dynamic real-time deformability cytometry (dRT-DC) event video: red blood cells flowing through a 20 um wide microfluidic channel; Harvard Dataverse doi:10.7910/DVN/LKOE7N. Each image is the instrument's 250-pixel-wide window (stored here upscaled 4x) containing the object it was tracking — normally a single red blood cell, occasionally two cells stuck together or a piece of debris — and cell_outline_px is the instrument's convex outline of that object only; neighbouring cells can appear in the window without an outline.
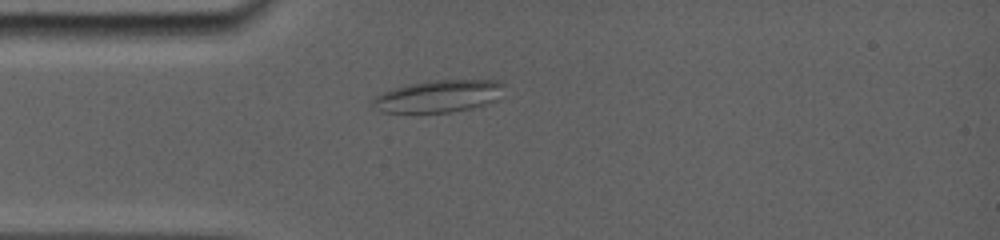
{"species": "common noctule bat (a hibernating species)", "species_latin": "Nyctalus noctula", "temperature_condition": "room temperature", "stored_images_in_passage": 13, "camera_frame_rate_fps": 5000, "um_per_image_px": 0.085, "animal": {"sex": "female", "body_mass_g": 19.0, "forearm_length_mm": 56.7}, "frame": {"image": 1, "passage_image": 5, "time_ms": 3.8, "image_size_px": [1000, 240], "cell_outline_px": [[504, 84], [500, 100], [488, 104], [448, 112], [384, 112], [372, 104], [372, 100], [376, 96], [384, 92], [408, 84], [432, 80], [500, 80]], "centroid_in_image_um": [37.36, 8.16], "position_along_channel_um": 47.6, "area_um2": 24.45}}
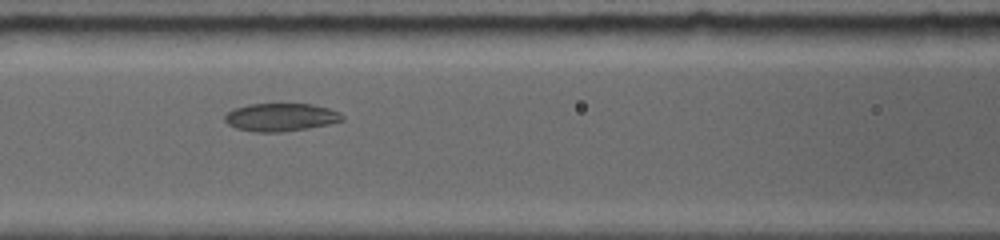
{"frame": {"image": 2, "passage_image": 9, "time_ms": 6.6, "image_size_px": [1000, 240], "cell_outline_px": [[344, 120], [304, 128], [276, 132], [260, 132], [236, 128], [228, 124], [224, 120], [224, 116], [228, 112], [236, 108], [248, 104], [312, 104], [328, 108], [340, 112], [344, 116]], "centroid_in_image_um": [23.84, 9.95], "position_along_channel_um": 142.8, "area_um2": 18.73}}
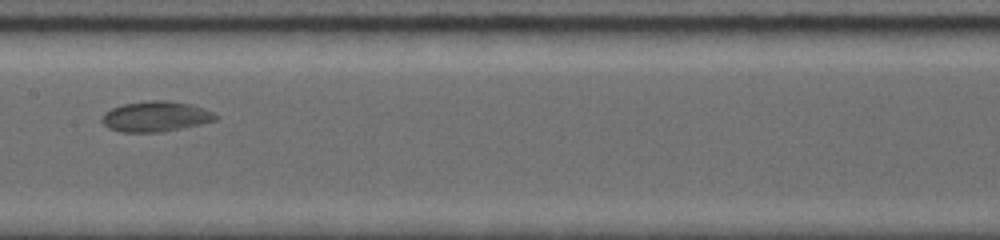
{"frame": {"image": 3, "passage_image": 12, "time_ms": 8.0, "image_size_px": [1000, 240], "cell_outline_px": [[220, 116], [216, 120], [200, 124], [156, 132], [124, 132], [108, 128], [104, 124], [104, 112], [112, 108], [124, 104], [148, 100], [168, 100], [192, 104], [204, 108]], "centroid_in_image_um": [13.27, 9.88], "position_along_channel_um": 194.1, "area_um2": 19.88}}